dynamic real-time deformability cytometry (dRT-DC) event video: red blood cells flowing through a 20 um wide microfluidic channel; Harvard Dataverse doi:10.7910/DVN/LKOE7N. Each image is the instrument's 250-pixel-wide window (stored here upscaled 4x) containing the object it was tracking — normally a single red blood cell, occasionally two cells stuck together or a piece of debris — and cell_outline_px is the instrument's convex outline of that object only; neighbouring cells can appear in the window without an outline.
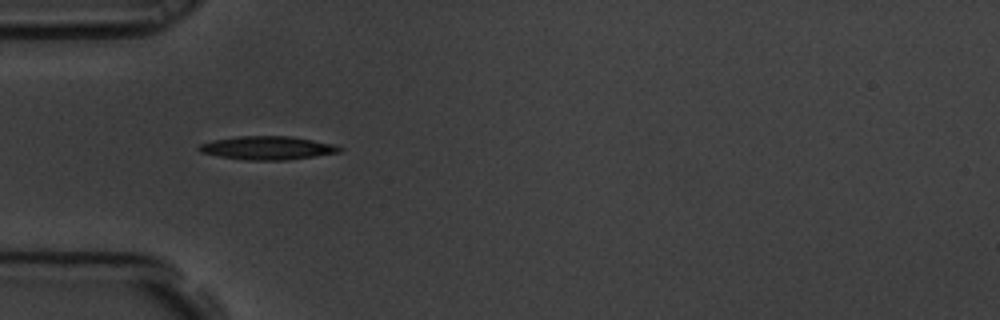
{"species": "common noctule bat (a hibernating species)", "species_latin": "Nyctalus noctula", "temperature_condition": "room temperature", "stored_images_in_passage": 5, "camera_frame_rate_fps": 3000, "um_per_image_px": 0.085, "animal": {"sex": "male", "body_mass_g": 19.5, "forearm_length_mm": 54.6}, "frame": {"image": 1, "passage_image": 1, "time_ms": 0.0, "image_size_px": [1000, 320], "cell_outline_px": [[344, 148], [340, 152], [284, 160], [244, 160], [220, 156], [200, 152], [196, 148], [200, 144], [212, 140], [240, 136], [292, 136], [336, 144]], "centroid_in_image_um": [22.74, 12.56], "position_along_channel_um": 62.3, "area_um2": 19.19}}
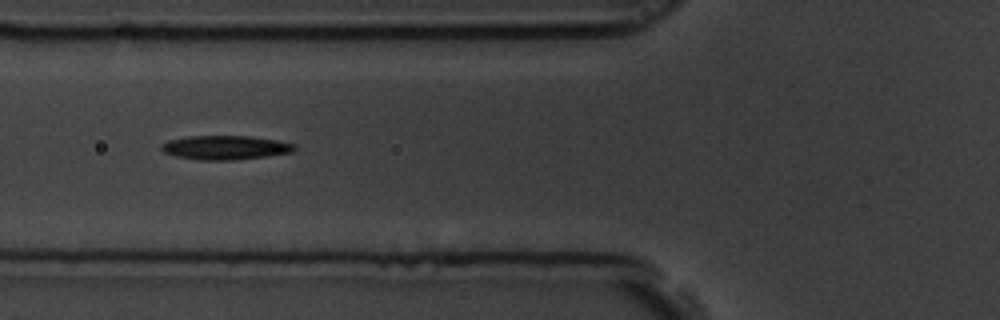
{"frame": {"image": 2, "passage_image": 2, "time_ms": 0.333, "image_size_px": [1000, 320], "cell_outline_px": [[296, 148], [292, 152], [264, 156], [232, 160], [200, 160], [176, 156], [164, 152], [160, 148], [160, 144], [168, 140], [188, 136], [248, 136], [276, 140], [296, 144]], "centroid_in_image_um": [19.12, 12.53], "position_along_channel_um": 106.7, "area_um2": 18.55}}
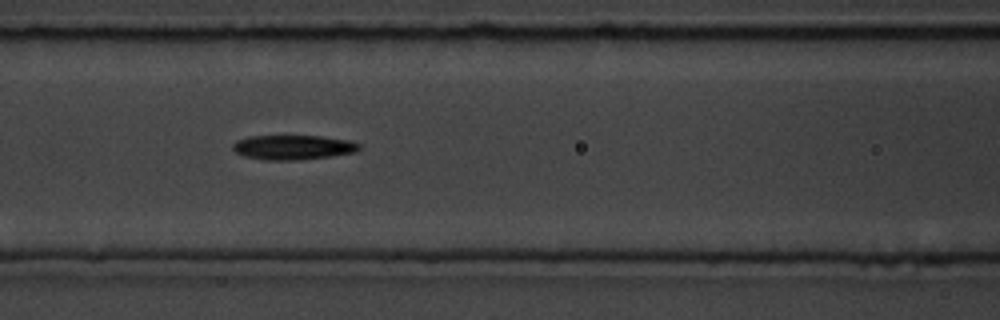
{"frame": {"image": 3, "passage_image": 3, "time_ms": 0.667, "image_size_px": [1000, 320], "cell_outline_px": [[360, 148], [356, 152], [332, 156], [296, 160], [264, 160], [244, 156], [236, 152], [232, 148], [232, 144], [236, 140], [248, 136], [320, 136], [348, 140], [360, 144]], "centroid_in_image_um": [24.89, 12.52], "position_along_channel_um": 141.7, "area_um2": 18.15}}